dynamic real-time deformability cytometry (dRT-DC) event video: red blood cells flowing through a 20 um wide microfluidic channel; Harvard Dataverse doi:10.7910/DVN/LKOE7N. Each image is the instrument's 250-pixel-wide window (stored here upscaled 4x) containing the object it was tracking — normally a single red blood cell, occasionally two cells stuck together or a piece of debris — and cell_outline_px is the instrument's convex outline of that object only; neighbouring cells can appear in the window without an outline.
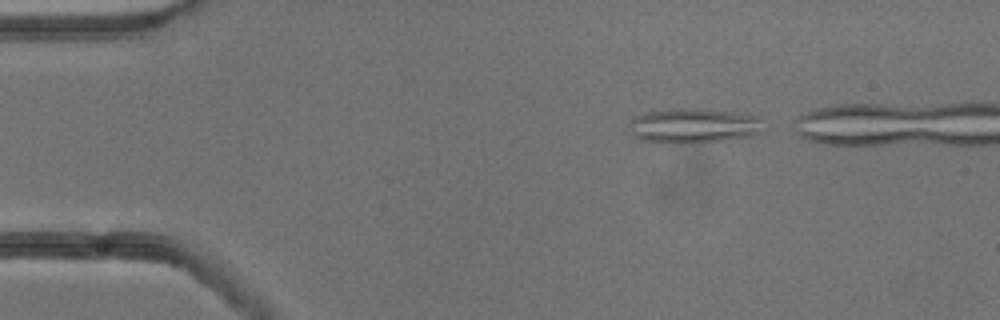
{"species": "common noctule bat (a hibernating species)", "species_latin": "Nyctalus noctula", "temperature_condition": "cold", "stored_images_in_passage": 37, "camera_frame_rate_fps": 3000, "um_per_image_px": 0.085, "animal": {"sex": "male", "body_mass_g": 13.3}, "frame": {"image": 1, "passage_image": 2, "time_ms": 0.333, "image_size_px": [1000, 320], "cell_outline_px": [[764, 132], [748, 136], [692, 144], [660, 144], [644, 140], [632, 136], [628, 124], [636, 116], [648, 112], [672, 108], [696, 108], [736, 112], [756, 116]], "centroid_in_image_um": [58.89, 10.7], "position_along_channel_um": 26.1, "area_um2": 27.51}}
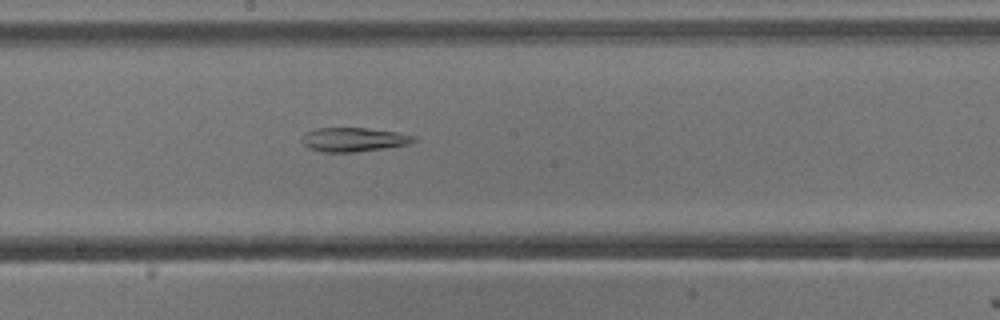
{"frame": {"image": 2, "passage_image": 22, "time_ms": 7.0, "image_size_px": [1000, 320], "cell_outline_px": [[416, 140], [408, 144], [384, 148], [356, 152], [324, 152], [312, 148], [304, 144], [300, 140], [300, 136], [304, 132], [316, 128], [368, 128], [396, 132], [416, 136]], "centroid_in_image_um": [30.03, 11.85], "position_along_channel_um": 218.2, "area_um2": 15.66}}
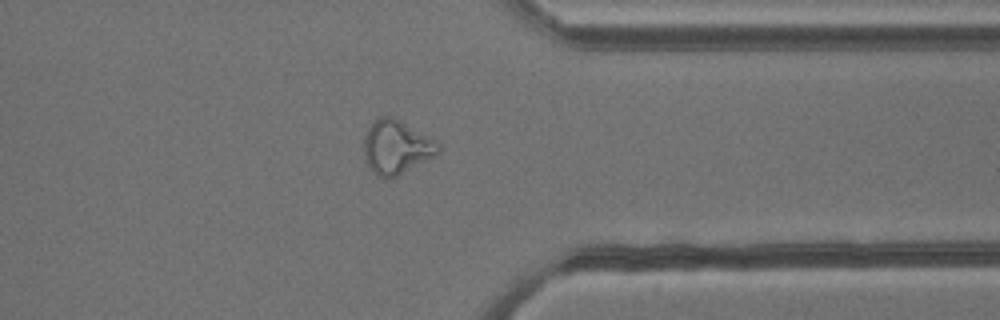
{"frame": {"image": 3, "passage_image": 35, "time_ms": 11.333, "image_size_px": [1000, 320], "cell_outline_px": [[440, 152], [436, 156], [388, 180], [376, 176], [372, 172], [364, 156], [364, 136], [368, 128], [380, 116], [392, 116], [400, 120], [436, 140], [440, 144]], "centroid_in_image_um": [33.7, 12.52], "position_along_channel_um": 377.7, "area_um2": 23.47}}